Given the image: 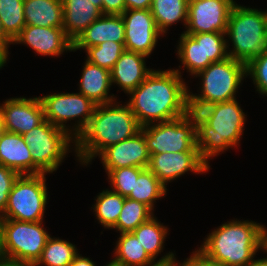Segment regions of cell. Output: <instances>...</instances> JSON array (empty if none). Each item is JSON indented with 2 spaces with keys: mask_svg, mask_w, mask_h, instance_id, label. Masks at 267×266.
Masks as SVG:
<instances>
[{
  "mask_svg": "<svg viewBox=\"0 0 267 266\" xmlns=\"http://www.w3.org/2000/svg\"><path fill=\"white\" fill-rule=\"evenodd\" d=\"M179 69L154 70L128 95V105L141 127L183 116L188 89Z\"/></svg>",
  "mask_w": 267,
  "mask_h": 266,
  "instance_id": "obj_1",
  "label": "cell"
},
{
  "mask_svg": "<svg viewBox=\"0 0 267 266\" xmlns=\"http://www.w3.org/2000/svg\"><path fill=\"white\" fill-rule=\"evenodd\" d=\"M141 128L128 103L122 105L115 100L99 104L75 139L73 151L80 164L87 166L104 149L134 136Z\"/></svg>",
  "mask_w": 267,
  "mask_h": 266,
  "instance_id": "obj_2",
  "label": "cell"
},
{
  "mask_svg": "<svg viewBox=\"0 0 267 266\" xmlns=\"http://www.w3.org/2000/svg\"><path fill=\"white\" fill-rule=\"evenodd\" d=\"M263 226L252 220L227 221L206 235L195 252L215 265L247 266L263 249Z\"/></svg>",
  "mask_w": 267,
  "mask_h": 266,
  "instance_id": "obj_3",
  "label": "cell"
},
{
  "mask_svg": "<svg viewBox=\"0 0 267 266\" xmlns=\"http://www.w3.org/2000/svg\"><path fill=\"white\" fill-rule=\"evenodd\" d=\"M225 36L228 57L247 65L253 59L262 56L267 52L266 10L235 3L229 16ZM229 41L232 48H229Z\"/></svg>",
  "mask_w": 267,
  "mask_h": 266,
  "instance_id": "obj_4",
  "label": "cell"
},
{
  "mask_svg": "<svg viewBox=\"0 0 267 266\" xmlns=\"http://www.w3.org/2000/svg\"><path fill=\"white\" fill-rule=\"evenodd\" d=\"M246 116L237 98L218 103L208 125L196 132L197 148L208 165L212 157L238 146L243 136Z\"/></svg>",
  "mask_w": 267,
  "mask_h": 266,
  "instance_id": "obj_5",
  "label": "cell"
},
{
  "mask_svg": "<svg viewBox=\"0 0 267 266\" xmlns=\"http://www.w3.org/2000/svg\"><path fill=\"white\" fill-rule=\"evenodd\" d=\"M22 136L31 150L32 174L56 172L71 146L75 147V138L70 133L46 119Z\"/></svg>",
  "mask_w": 267,
  "mask_h": 266,
  "instance_id": "obj_6",
  "label": "cell"
},
{
  "mask_svg": "<svg viewBox=\"0 0 267 266\" xmlns=\"http://www.w3.org/2000/svg\"><path fill=\"white\" fill-rule=\"evenodd\" d=\"M42 223L1 219L3 257L34 266L50 237Z\"/></svg>",
  "mask_w": 267,
  "mask_h": 266,
  "instance_id": "obj_7",
  "label": "cell"
},
{
  "mask_svg": "<svg viewBox=\"0 0 267 266\" xmlns=\"http://www.w3.org/2000/svg\"><path fill=\"white\" fill-rule=\"evenodd\" d=\"M46 175H19L9 193L6 209L0 219L43 221L48 200Z\"/></svg>",
  "mask_w": 267,
  "mask_h": 266,
  "instance_id": "obj_8",
  "label": "cell"
},
{
  "mask_svg": "<svg viewBox=\"0 0 267 266\" xmlns=\"http://www.w3.org/2000/svg\"><path fill=\"white\" fill-rule=\"evenodd\" d=\"M39 99L45 119L67 131L75 139L86 128L97 106L82 93H51L39 96ZM74 119L76 121L73 128L69 127L66 123Z\"/></svg>",
  "mask_w": 267,
  "mask_h": 266,
  "instance_id": "obj_9",
  "label": "cell"
},
{
  "mask_svg": "<svg viewBox=\"0 0 267 266\" xmlns=\"http://www.w3.org/2000/svg\"><path fill=\"white\" fill-rule=\"evenodd\" d=\"M194 77L202 78L201 92L195 95L218 103L230 101L236 99V93L243 79L247 77L246 65L227 57L225 60L211 63Z\"/></svg>",
  "mask_w": 267,
  "mask_h": 266,
  "instance_id": "obj_10",
  "label": "cell"
},
{
  "mask_svg": "<svg viewBox=\"0 0 267 266\" xmlns=\"http://www.w3.org/2000/svg\"><path fill=\"white\" fill-rule=\"evenodd\" d=\"M150 154L165 152H199L197 135L183 118L142 127Z\"/></svg>",
  "mask_w": 267,
  "mask_h": 266,
  "instance_id": "obj_11",
  "label": "cell"
},
{
  "mask_svg": "<svg viewBox=\"0 0 267 266\" xmlns=\"http://www.w3.org/2000/svg\"><path fill=\"white\" fill-rule=\"evenodd\" d=\"M234 0H189L184 33H226Z\"/></svg>",
  "mask_w": 267,
  "mask_h": 266,
  "instance_id": "obj_12",
  "label": "cell"
},
{
  "mask_svg": "<svg viewBox=\"0 0 267 266\" xmlns=\"http://www.w3.org/2000/svg\"><path fill=\"white\" fill-rule=\"evenodd\" d=\"M121 16L125 26L124 48L149 57L157 45L158 38L163 37L150 9H129Z\"/></svg>",
  "mask_w": 267,
  "mask_h": 266,
  "instance_id": "obj_13",
  "label": "cell"
},
{
  "mask_svg": "<svg viewBox=\"0 0 267 266\" xmlns=\"http://www.w3.org/2000/svg\"><path fill=\"white\" fill-rule=\"evenodd\" d=\"M148 169L167 187L169 182L188 171L203 174L210 170L199 152H165L150 154Z\"/></svg>",
  "mask_w": 267,
  "mask_h": 266,
  "instance_id": "obj_14",
  "label": "cell"
},
{
  "mask_svg": "<svg viewBox=\"0 0 267 266\" xmlns=\"http://www.w3.org/2000/svg\"><path fill=\"white\" fill-rule=\"evenodd\" d=\"M3 103L0 104V117L5 131L23 135L45 120L39 96L34 98L12 97Z\"/></svg>",
  "mask_w": 267,
  "mask_h": 266,
  "instance_id": "obj_15",
  "label": "cell"
},
{
  "mask_svg": "<svg viewBox=\"0 0 267 266\" xmlns=\"http://www.w3.org/2000/svg\"><path fill=\"white\" fill-rule=\"evenodd\" d=\"M106 174L122 167L148 168L150 153L141 130L134 136L107 147L99 155Z\"/></svg>",
  "mask_w": 267,
  "mask_h": 266,
  "instance_id": "obj_16",
  "label": "cell"
},
{
  "mask_svg": "<svg viewBox=\"0 0 267 266\" xmlns=\"http://www.w3.org/2000/svg\"><path fill=\"white\" fill-rule=\"evenodd\" d=\"M13 44L27 45L40 56L60 57L66 51H73V42L66 36L63 27L26 25Z\"/></svg>",
  "mask_w": 267,
  "mask_h": 266,
  "instance_id": "obj_17",
  "label": "cell"
},
{
  "mask_svg": "<svg viewBox=\"0 0 267 266\" xmlns=\"http://www.w3.org/2000/svg\"><path fill=\"white\" fill-rule=\"evenodd\" d=\"M106 41L125 43V26L121 15L103 14L73 42V52L87 50Z\"/></svg>",
  "mask_w": 267,
  "mask_h": 266,
  "instance_id": "obj_18",
  "label": "cell"
},
{
  "mask_svg": "<svg viewBox=\"0 0 267 266\" xmlns=\"http://www.w3.org/2000/svg\"><path fill=\"white\" fill-rule=\"evenodd\" d=\"M146 58L144 54L125 49L110 71L112 85L116 84L127 95L136 89L153 71L146 67Z\"/></svg>",
  "mask_w": 267,
  "mask_h": 266,
  "instance_id": "obj_19",
  "label": "cell"
},
{
  "mask_svg": "<svg viewBox=\"0 0 267 266\" xmlns=\"http://www.w3.org/2000/svg\"><path fill=\"white\" fill-rule=\"evenodd\" d=\"M79 81L78 92L91 99L96 105L107 104L117 100L114 94H109L112 87L109 70L86 60Z\"/></svg>",
  "mask_w": 267,
  "mask_h": 266,
  "instance_id": "obj_20",
  "label": "cell"
},
{
  "mask_svg": "<svg viewBox=\"0 0 267 266\" xmlns=\"http://www.w3.org/2000/svg\"><path fill=\"white\" fill-rule=\"evenodd\" d=\"M63 7V30L74 42L78 36L95 20L102 11L89 0H61Z\"/></svg>",
  "mask_w": 267,
  "mask_h": 266,
  "instance_id": "obj_21",
  "label": "cell"
},
{
  "mask_svg": "<svg viewBox=\"0 0 267 266\" xmlns=\"http://www.w3.org/2000/svg\"><path fill=\"white\" fill-rule=\"evenodd\" d=\"M30 153L22 135L5 131L0 140V165L15 170L20 175L32 174Z\"/></svg>",
  "mask_w": 267,
  "mask_h": 266,
  "instance_id": "obj_22",
  "label": "cell"
},
{
  "mask_svg": "<svg viewBox=\"0 0 267 266\" xmlns=\"http://www.w3.org/2000/svg\"><path fill=\"white\" fill-rule=\"evenodd\" d=\"M168 230V227L164 226L163 223H160V221L153 215L146 222L139 225L133 233L136 235L148 256L154 262H166L176 260V254L169 251V253H166L159 258V260L156 259L157 256L163 252L165 239L169 232Z\"/></svg>",
  "mask_w": 267,
  "mask_h": 266,
  "instance_id": "obj_23",
  "label": "cell"
},
{
  "mask_svg": "<svg viewBox=\"0 0 267 266\" xmlns=\"http://www.w3.org/2000/svg\"><path fill=\"white\" fill-rule=\"evenodd\" d=\"M25 24L40 27H63L61 0H24Z\"/></svg>",
  "mask_w": 267,
  "mask_h": 266,
  "instance_id": "obj_24",
  "label": "cell"
},
{
  "mask_svg": "<svg viewBox=\"0 0 267 266\" xmlns=\"http://www.w3.org/2000/svg\"><path fill=\"white\" fill-rule=\"evenodd\" d=\"M179 39L178 59L182 62L183 70L186 69V72H189L192 77L212 63L210 60H204L203 33L186 34L182 32Z\"/></svg>",
  "mask_w": 267,
  "mask_h": 266,
  "instance_id": "obj_25",
  "label": "cell"
},
{
  "mask_svg": "<svg viewBox=\"0 0 267 266\" xmlns=\"http://www.w3.org/2000/svg\"><path fill=\"white\" fill-rule=\"evenodd\" d=\"M189 0H152L150 11L159 31L164 35L169 26L179 21L187 26Z\"/></svg>",
  "mask_w": 267,
  "mask_h": 266,
  "instance_id": "obj_26",
  "label": "cell"
},
{
  "mask_svg": "<svg viewBox=\"0 0 267 266\" xmlns=\"http://www.w3.org/2000/svg\"><path fill=\"white\" fill-rule=\"evenodd\" d=\"M114 259L126 266H151L155 262L148 256L133 232L120 233L114 248Z\"/></svg>",
  "mask_w": 267,
  "mask_h": 266,
  "instance_id": "obj_27",
  "label": "cell"
},
{
  "mask_svg": "<svg viewBox=\"0 0 267 266\" xmlns=\"http://www.w3.org/2000/svg\"><path fill=\"white\" fill-rule=\"evenodd\" d=\"M166 194V186L148 168H145L135 179V185L127 198L144 203L154 212L156 200L165 197Z\"/></svg>",
  "mask_w": 267,
  "mask_h": 266,
  "instance_id": "obj_28",
  "label": "cell"
},
{
  "mask_svg": "<svg viewBox=\"0 0 267 266\" xmlns=\"http://www.w3.org/2000/svg\"><path fill=\"white\" fill-rule=\"evenodd\" d=\"M217 107L218 102L198 97L197 95L190 92L189 88L187 89L184 99L182 117L197 132L203 126L208 125V121L214 115Z\"/></svg>",
  "mask_w": 267,
  "mask_h": 266,
  "instance_id": "obj_29",
  "label": "cell"
},
{
  "mask_svg": "<svg viewBox=\"0 0 267 266\" xmlns=\"http://www.w3.org/2000/svg\"><path fill=\"white\" fill-rule=\"evenodd\" d=\"M125 197L111 190L105 189L95 198L93 212L99 224L105 229H111L119 218L120 212L124 205Z\"/></svg>",
  "mask_w": 267,
  "mask_h": 266,
  "instance_id": "obj_30",
  "label": "cell"
},
{
  "mask_svg": "<svg viewBox=\"0 0 267 266\" xmlns=\"http://www.w3.org/2000/svg\"><path fill=\"white\" fill-rule=\"evenodd\" d=\"M78 252L77 247L71 242L50 236L34 266H69Z\"/></svg>",
  "mask_w": 267,
  "mask_h": 266,
  "instance_id": "obj_31",
  "label": "cell"
},
{
  "mask_svg": "<svg viewBox=\"0 0 267 266\" xmlns=\"http://www.w3.org/2000/svg\"><path fill=\"white\" fill-rule=\"evenodd\" d=\"M153 215L154 212L144 203L125 197L117 223L111 229L119 233L133 232Z\"/></svg>",
  "mask_w": 267,
  "mask_h": 266,
  "instance_id": "obj_32",
  "label": "cell"
},
{
  "mask_svg": "<svg viewBox=\"0 0 267 266\" xmlns=\"http://www.w3.org/2000/svg\"><path fill=\"white\" fill-rule=\"evenodd\" d=\"M24 0H0V19L5 34L13 41L26 26Z\"/></svg>",
  "mask_w": 267,
  "mask_h": 266,
  "instance_id": "obj_33",
  "label": "cell"
},
{
  "mask_svg": "<svg viewBox=\"0 0 267 266\" xmlns=\"http://www.w3.org/2000/svg\"><path fill=\"white\" fill-rule=\"evenodd\" d=\"M124 50L122 43L106 41L84 51L87 53L85 60L111 71Z\"/></svg>",
  "mask_w": 267,
  "mask_h": 266,
  "instance_id": "obj_34",
  "label": "cell"
},
{
  "mask_svg": "<svg viewBox=\"0 0 267 266\" xmlns=\"http://www.w3.org/2000/svg\"><path fill=\"white\" fill-rule=\"evenodd\" d=\"M145 168L139 167H122L111 170L107 176L110 182L111 190L127 197L133 186L135 185V179Z\"/></svg>",
  "mask_w": 267,
  "mask_h": 266,
  "instance_id": "obj_35",
  "label": "cell"
},
{
  "mask_svg": "<svg viewBox=\"0 0 267 266\" xmlns=\"http://www.w3.org/2000/svg\"><path fill=\"white\" fill-rule=\"evenodd\" d=\"M204 60L212 63L228 57L225 33H203Z\"/></svg>",
  "mask_w": 267,
  "mask_h": 266,
  "instance_id": "obj_36",
  "label": "cell"
},
{
  "mask_svg": "<svg viewBox=\"0 0 267 266\" xmlns=\"http://www.w3.org/2000/svg\"><path fill=\"white\" fill-rule=\"evenodd\" d=\"M246 76L253 80L259 94L267 96V52L246 65Z\"/></svg>",
  "mask_w": 267,
  "mask_h": 266,
  "instance_id": "obj_37",
  "label": "cell"
},
{
  "mask_svg": "<svg viewBox=\"0 0 267 266\" xmlns=\"http://www.w3.org/2000/svg\"><path fill=\"white\" fill-rule=\"evenodd\" d=\"M19 175L15 170L0 165V216L6 209L9 193Z\"/></svg>",
  "mask_w": 267,
  "mask_h": 266,
  "instance_id": "obj_38",
  "label": "cell"
},
{
  "mask_svg": "<svg viewBox=\"0 0 267 266\" xmlns=\"http://www.w3.org/2000/svg\"><path fill=\"white\" fill-rule=\"evenodd\" d=\"M126 10L124 0H102V13L121 15Z\"/></svg>",
  "mask_w": 267,
  "mask_h": 266,
  "instance_id": "obj_39",
  "label": "cell"
},
{
  "mask_svg": "<svg viewBox=\"0 0 267 266\" xmlns=\"http://www.w3.org/2000/svg\"><path fill=\"white\" fill-rule=\"evenodd\" d=\"M178 265L179 266H219V265H215L204 260L195 251H193L191 256L186 258L183 262L181 263L178 262Z\"/></svg>",
  "mask_w": 267,
  "mask_h": 266,
  "instance_id": "obj_40",
  "label": "cell"
},
{
  "mask_svg": "<svg viewBox=\"0 0 267 266\" xmlns=\"http://www.w3.org/2000/svg\"><path fill=\"white\" fill-rule=\"evenodd\" d=\"M126 10L129 9H150L152 0H124Z\"/></svg>",
  "mask_w": 267,
  "mask_h": 266,
  "instance_id": "obj_41",
  "label": "cell"
},
{
  "mask_svg": "<svg viewBox=\"0 0 267 266\" xmlns=\"http://www.w3.org/2000/svg\"><path fill=\"white\" fill-rule=\"evenodd\" d=\"M69 266H97L89 257L78 254Z\"/></svg>",
  "mask_w": 267,
  "mask_h": 266,
  "instance_id": "obj_42",
  "label": "cell"
},
{
  "mask_svg": "<svg viewBox=\"0 0 267 266\" xmlns=\"http://www.w3.org/2000/svg\"><path fill=\"white\" fill-rule=\"evenodd\" d=\"M11 44L13 45V41L5 34L2 26V21L0 19V46L3 47L9 53L8 48Z\"/></svg>",
  "mask_w": 267,
  "mask_h": 266,
  "instance_id": "obj_43",
  "label": "cell"
},
{
  "mask_svg": "<svg viewBox=\"0 0 267 266\" xmlns=\"http://www.w3.org/2000/svg\"><path fill=\"white\" fill-rule=\"evenodd\" d=\"M0 266H31V265L2 256L0 257Z\"/></svg>",
  "mask_w": 267,
  "mask_h": 266,
  "instance_id": "obj_44",
  "label": "cell"
},
{
  "mask_svg": "<svg viewBox=\"0 0 267 266\" xmlns=\"http://www.w3.org/2000/svg\"><path fill=\"white\" fill-rule=\"evenodd\" d=\"M9 53L0 46V69L7 63Z\"/></svg>",
  "mask_w": 267,
  "mask_h": 266,
  "instance_id": "obj_45",
  "label": "cell"
},
{
  "mask_svg": "<svg viewBox=\"0 0 267 266\" xmlns=\"http://www.w3.org/2000/svg\"><path fill=\"white\" fill-rule=\"evenodd\" d=\"M247 266H267V256L266 258L254 259L250 264Z\"/></svg>",
  "mask_w": 267,
  "mask_h": 266,
  "instance_id": "obj_46",
  "label": "cell"
},
{
  "mask_svg": "<svg viewBox=\"0 0 267 266\" xmlns=\"http://www.w3.org/2000/svg\"><path fill=\"white\" fill-rule=\"evenodd\" d=\"M177 265H178V261L173 260V261H166V262H155L151 266H177Z\"/></svg>",
  "mask_w": 267,
  "mask_h": 266,
  "instance_id": "obj_47",
  "label": "cell"
},
{
  "mask_svg": "<svg viewBox=\"0 0 267 266\" xmlns=\"http://www.w3.org/2000/svg\"><path fill=\"white\" fill-rule=\"evenodd\" d=\"M263 252L267 253V228L263 226Z\"/></svg>",
  "mask_w": 267,
  "mask_h": 266,
  "instance_id": "obj_48",
  "label": "cell"
},
{
  "mask_svg": "<svg viewBox=\"0 0 267 266\" xmlns=\"http://www.w3.org/2000/svg\"><path fill=\"white\" fill-rule=\"evenodd\" d=\"M103 266H126V265H123L122 263L117 262V261H115L113 259V260H111L110 262H108L107 264H105Z\"/></svg>",
  "mask_w": 267,
  "mask_h": 266,
  "instance_id": "obj_49",
  "label": "cell"
},
{
  "mask_svg": "<svg viewBox=\"0 0 267 266\" xmlns=\"http://www.w3.org/2000/svg\"><path fill=\"white\" fill-rule=\"evenodd\" d=\"M94 6L102 11V0H89Z\"/></svg>",
  "mask_w": 267,
  "mask_h": 266,
  "instance_id": "obj_50",
  "label": "cell"
},
{
  "mask_svg": "<svg viewBox=\"0 0 267 266\" xmlns=\"http://www.w3.org/2000/svg\"><path fill=\"white\" fill-rule=\"evenodd\" d=\"M5 133V127H4V125H3V121H2V119H1V117H0V140H1V137H2V135Z\"/></svg>",
  "mask_w": 267,
  "mask_h": 266,
  "instance_id": "obj_51",
  "label": "cell"
},
{
  "mask_svg": "<svg viewBox=\"0 0 267 266\" xmlns=\"http://www.w3.org/2000/svg\"><path fill=\"white\" fill-rule=\"evenodd\" d=\"M2 248H1V219H0V257H2Z\"/></svg>",
  "mask_w": 267,
  "mask_h": 266,
  "instance_id": "obj_52",
  "label": "cell"
}]
</instances>
